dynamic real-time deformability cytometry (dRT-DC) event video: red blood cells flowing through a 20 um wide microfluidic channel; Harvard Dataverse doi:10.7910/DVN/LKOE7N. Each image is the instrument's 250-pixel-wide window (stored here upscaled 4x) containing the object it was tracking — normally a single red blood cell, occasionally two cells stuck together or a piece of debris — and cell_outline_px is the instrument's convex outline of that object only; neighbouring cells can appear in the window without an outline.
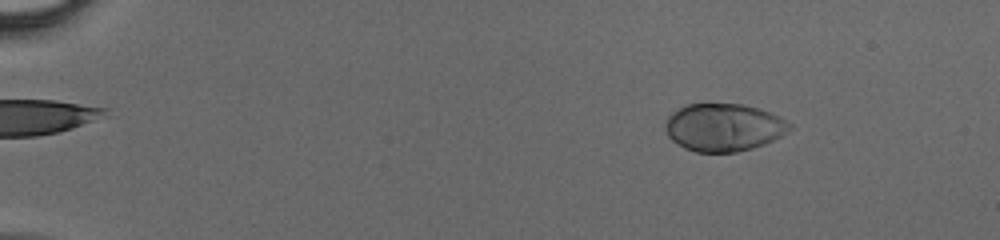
{"species": "human", "species_latin": "Homo sapiens", "temperature_condition": "cold", "stored_images_in_passage": 47, "camera_frame_rate_fps": 3000, "um_per_image_px": 0.085, "donor": {"sex": "male"}, "frame": {"image": 1, "passage_image": 7, "time_ms": 2.0, "image_size_px": [1000, 240], "cell_outline_px": [[792, 128], [788, 132], [764, 144], [752, 148], [736, 152], [696, 152], [684, 148], [672, 140], [668, 136], [664, 128], [664, 124], [668, 116], [672, 112], [684, 104], [744, 104], [772, 112], [780, 116], [792, 124]], "centroid_in_image_um": [61.51, 10.81], "position_along_channel_um": 23.5, "area_um2": 34.85}}
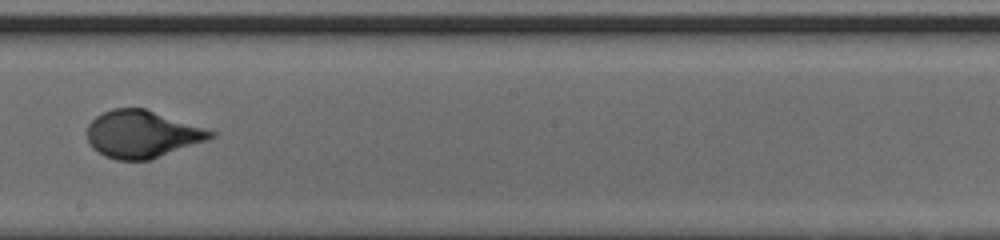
{"frame": {"image": 2, "passage_image": 29, "time_ms": 9.333, "image_size_px": [1000, 240], "cell_outline_px": [[216, 136], [208, 140], [148, 160], [116, 160], [104, 156], [92, 148], [88, 144], [88, 124], [96, 116], [112, 108], [144, 108], [216, 132]], "centroid_in_image_um": [12.05, 11.41], "position_along_channel_um": 236.1, "area_um2": 33.81}}
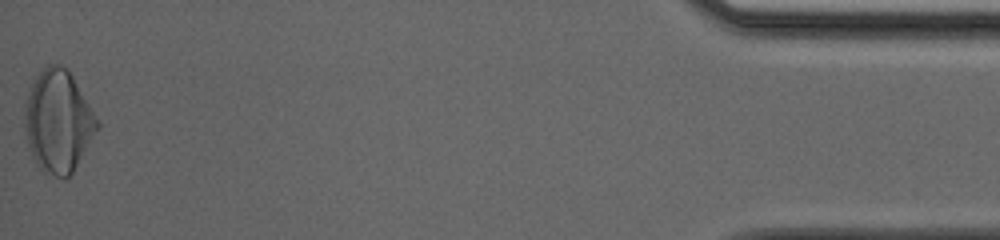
{"frame": {"image": 3, "passage_image": 47, "time_ms": 15.333, "image_size_px": [1000, 240], "cell_outline_px": [[100, 128], [72, 172], [64, 180], [44, 172], [36, 164], [28, 144], [24, 128], [24, 104], [32, 84], [36, 76], [48, 64], [60, 64], [68, 68], [100, 124]], "centroid_in_image_um": [4.94, 10.32], "position_along_channel_um": 430.3, "area_um2": 43.12}}